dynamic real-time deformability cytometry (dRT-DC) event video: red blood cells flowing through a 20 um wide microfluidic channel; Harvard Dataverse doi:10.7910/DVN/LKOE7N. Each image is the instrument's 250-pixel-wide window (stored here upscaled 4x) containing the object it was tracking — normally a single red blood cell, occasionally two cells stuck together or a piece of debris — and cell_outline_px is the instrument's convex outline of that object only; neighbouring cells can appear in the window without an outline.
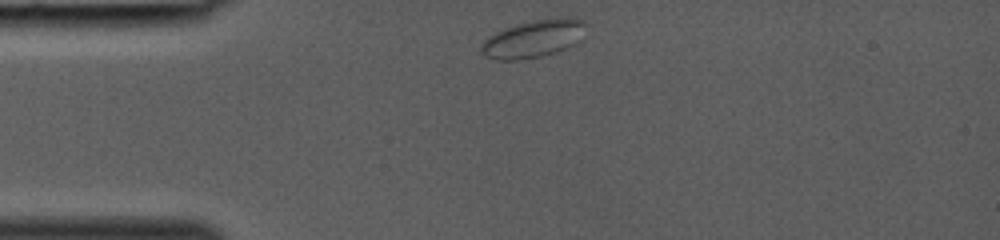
{"species": "common noctule bat (a hibernating species)", "species_latin": "Nyctalus noctula", "temperature_condition": "room temperature", "stored_images_in_passage": 28, "camera_frame_rate_fps": 3000, "um_per_image_px": 0.085, "animal": {"sex": "female", "body_mass_g": 19.0, "forearm_length_mm": 53.3}, "frame": {"image": 1, "passage_image": 1, "time_ms": 0.0, "image_size_px": [1000, 240], "cell_outline_px": [[584, 40], [576, 44], [556, 52], [540, 56], [520, 60], [496, 60], [484, 56], [480, 52], [480, 44], [488, 36], [504, 28], [516, 24], [532, 20], [564, 16], [572, 16], [584, 20]], "centroid_in_image_um": [45.37, 3.28], "position_along_channel_um": 39.6, "area_um2": 23.52}}
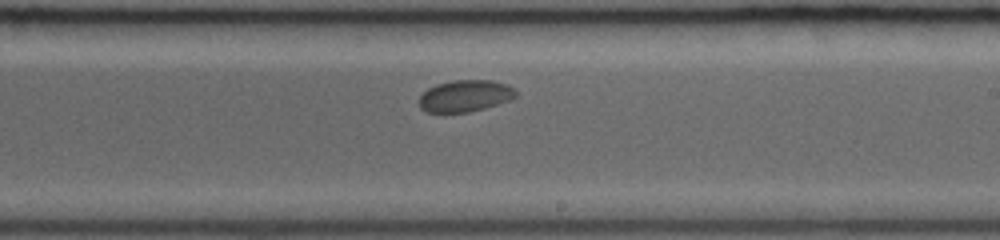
{"frame": {"image": 2, "passage_image": 16, "time_ms": 5.0, "image_size_px": [1000, 240], "cell_outline_px": [[516, 96], [508, 100], [484, 108], [468, 112], [424, 112], [420, 108], [420, 96], [428, 88], [436, 84], [452, 80], [492, 80], [508, 84], [516, 88]], "centroid_in_image_um": [39.54, 8.14], "position_along_channel_um": 249.5, "area_um2": 17.86}}
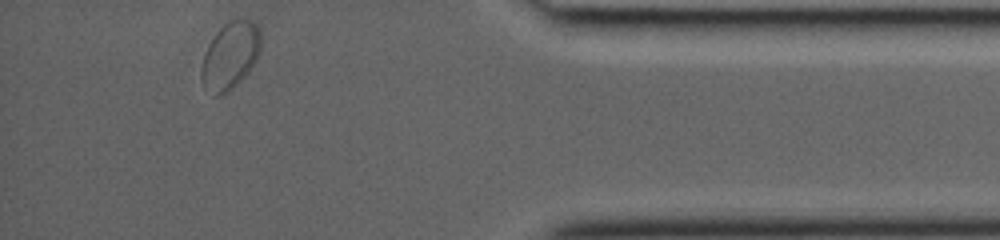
{"frame": {"image": 3, "passage_image": 28, "time_ms": 9.0, "image_size_px": [1000, 240], "cell_outline_px": [[260, 52], [256, 60], [248, 72], [228, 92], [220, 96], [212, 96], [200, 80], [200, 72], [204, 56], [216, 32], [224, 24], [232, 20], [252, 20], [260, 28]], "centroid_in_image_um": [19.57, 4.76], "position_along_channel_um": 415.6, "area_um2": 23.06}}